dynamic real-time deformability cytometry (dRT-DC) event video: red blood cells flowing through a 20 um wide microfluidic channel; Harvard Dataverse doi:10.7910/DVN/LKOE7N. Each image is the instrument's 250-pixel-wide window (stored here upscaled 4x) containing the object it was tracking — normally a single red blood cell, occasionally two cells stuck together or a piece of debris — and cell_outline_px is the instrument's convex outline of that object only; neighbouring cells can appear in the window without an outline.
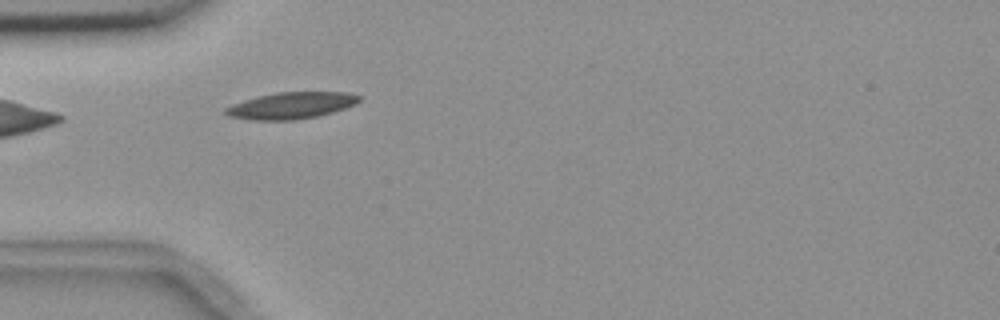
{"species": "common noctule bat (a hibernating species)", "species_latin": "Nyctalus noctula", "temperature_condition": "room temperature", "stored_images_in_passage": 4, "camera_frame_rate_fps": 3000, "um_per_image_px": 0.085, "animal": {"sex": "female", "body_mass_g": 18.4}, "frame": {"image": 1, "passage_image": 3, "time_ms": 2.333, "image_size_px": [1000, 320], "cell_outline_px": [[360, 100], [356, 104], [332, 112], [316, 116], [292, 120], [252, 120], [228, 116], [220, 112], [224, 108], [232, 104], [244, 100], [276, 92], [348, 92], [360, 96]], "centroid_in_image_um": [24.7, 8.97], "position_along_channel_um": 60.3, "area_um2": 20.69}}